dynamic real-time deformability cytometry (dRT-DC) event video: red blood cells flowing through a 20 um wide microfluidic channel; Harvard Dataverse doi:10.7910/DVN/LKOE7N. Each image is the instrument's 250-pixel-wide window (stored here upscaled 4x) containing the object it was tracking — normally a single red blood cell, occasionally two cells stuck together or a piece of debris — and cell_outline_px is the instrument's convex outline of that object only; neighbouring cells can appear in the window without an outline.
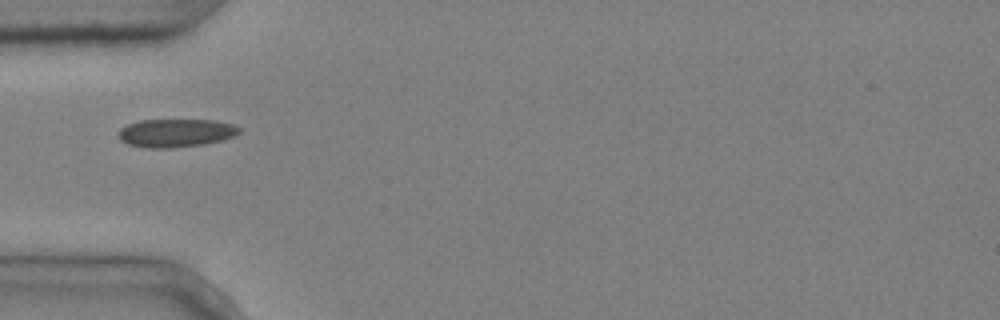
{"species": "common noctule bat (a hibernating species)", "species_latin": "Nyctalus noctula", "temperature_condition": "cold", "stored_images_in_passage": 3, "camera_frame_rate_fps": 3000, "um_per_image_px": 0.085, "animal": {"sex": "male", "body_mass_g": 20.4}, "frame": {"image": 1, "passage_image": 1, "time_ms": 0.0, "image_size_px": [1000, 320], "cell_outline_px": [[240, 132], [236, 136], [224, 140], [204, 144], [172, 148], [144, 148], [128, 144], [120, 140], [120, 128], [128, 124], [140, 120], [212, 120], [232, 124], [240, 128]], "centroid_in_image_um": [14.97, 11.31], "position_along_channel_um": 70.0, "area_um2": 19.94}}